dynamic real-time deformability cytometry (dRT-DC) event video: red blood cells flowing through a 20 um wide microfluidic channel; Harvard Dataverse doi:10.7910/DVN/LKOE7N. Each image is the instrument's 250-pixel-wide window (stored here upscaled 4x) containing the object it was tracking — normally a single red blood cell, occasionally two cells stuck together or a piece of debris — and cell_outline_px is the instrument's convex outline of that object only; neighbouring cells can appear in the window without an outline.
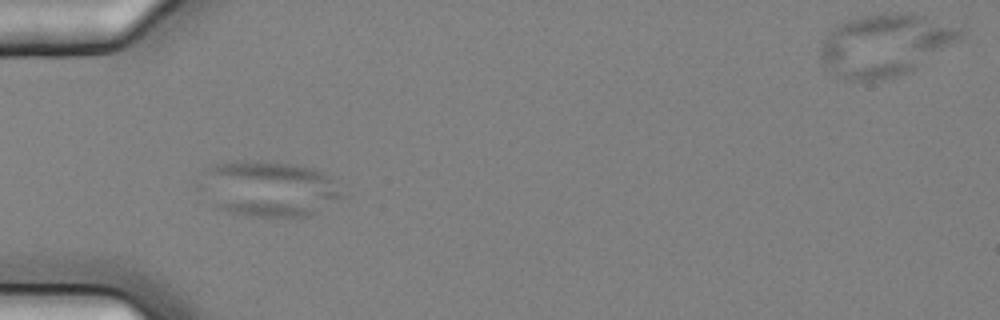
{"species": "common noctule bat (a hibernating species)", "species_latin": "Nyctalus noctula", "temperature_condition": "cold", "stored_images_in_passage": 7, "camera_frame_rate_fps": 3000, "um_per_image_px": 0.085, "animal": {"sex": "female", "body_mass_g": 25.1}, "frame": {"image": 1, "passage_image": 6, "time_ms": 1.667, "image_size_px": [1000, 320], "cell_outline_px": [[344, 196], [316, 212], [308, 216], [252, 216], [228, 212], [216, 208], [196, 188], [192, 180], [204, 168], [212, 164], [236, 160], [260, 160], [288, 164], [312, 168], [324, 172], [332, 176]], "centroid_in_image_um": [22.67, 16.01], "position_along_channel_um": 62.3, "area_um2": 47.28}}